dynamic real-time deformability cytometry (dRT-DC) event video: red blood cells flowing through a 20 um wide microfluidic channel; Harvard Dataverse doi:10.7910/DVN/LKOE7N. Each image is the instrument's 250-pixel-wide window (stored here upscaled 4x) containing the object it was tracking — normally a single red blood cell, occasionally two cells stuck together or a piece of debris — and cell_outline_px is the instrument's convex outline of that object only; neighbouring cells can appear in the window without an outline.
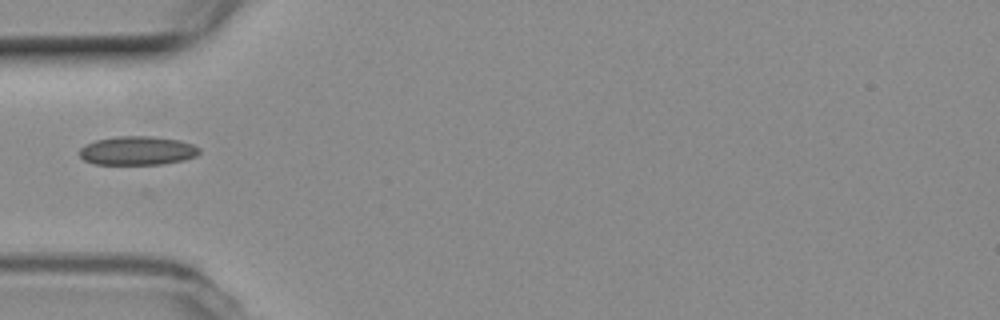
{"species": "common noctule bat (a hibernating species)", "species_latin": "Nyctalus noctula", "temperature_condition": "room temperature", "stored_images_in_passage": 35, "camera_frame_rate_fps": 3000, "um_per_image_px": 0.085, "animal": {"sex": "female", "body_mass_g": 19.3, "forearm_length_mm": 54.1}, "frame": {"image": 1, "passage_image": 1, "time_ms": 0.0, "image_size_px": [1000, 320], "cell_outline_px": [[200, 152], [196, 156], [184, 160], [164, 164], [92, 164], [84, 160], [80, 156], [80, 148], [84, 144], [96, 140], [116, 136], [152, 136], [180, 140], [192, 144], [200, 148]], "centroid_in_image_um": [11.68, 12.8], "position_along_channel_um": 73.3, "area_um2": 20.29}}
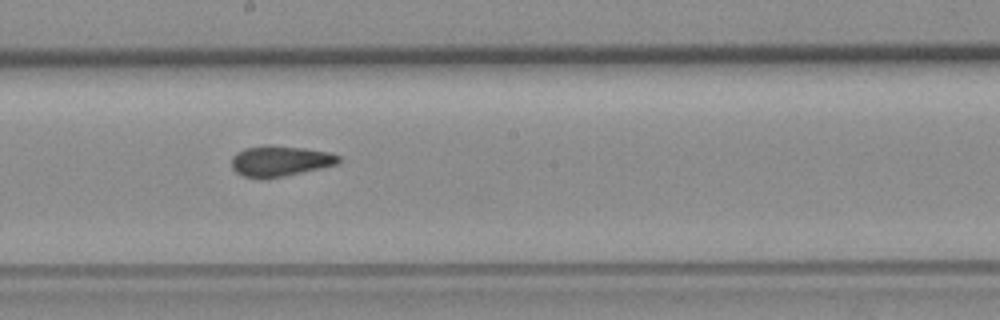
{"frame": {"image": 2, "passage_image": 13, "time_ms": 4.0, "image_size_px": [1000, 320], "cell_outline_px": [[340, 160], [336, 164], [284, 176], [260, 180], [244, 176], [236, 172], [232, 168], [232, 156], [236, 152], [244, 148], [268, 144], [304, 148], [328, 152], [340, 156]], "centroid_in_image_um": [23.74, 13.68], "position_along_channel_um": 224.5, "area_um2": 19.19}}
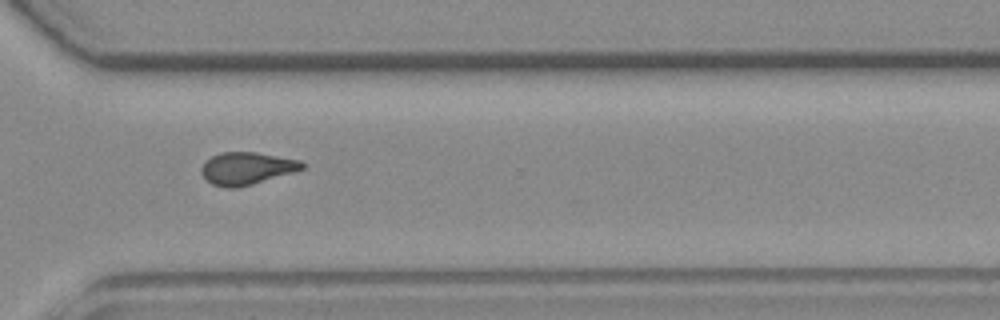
{"frame": {"image": 3, "passage_image": 23, "time_ms": 7.333, "image_size_px": [1000, 320], "cell_outline_px": [[304, 168], [292, 172], [252, 184], [236, 188], [224, 188], [212, 184], [200, 172], [200, 168], [212, 156], [220, 152], [256, 152], [300, 160], [304, 164]], "centroid_in_image_um": [20.95, 14.31], "position_along_channel_um": 349.7, "area_um2": 18.79}}